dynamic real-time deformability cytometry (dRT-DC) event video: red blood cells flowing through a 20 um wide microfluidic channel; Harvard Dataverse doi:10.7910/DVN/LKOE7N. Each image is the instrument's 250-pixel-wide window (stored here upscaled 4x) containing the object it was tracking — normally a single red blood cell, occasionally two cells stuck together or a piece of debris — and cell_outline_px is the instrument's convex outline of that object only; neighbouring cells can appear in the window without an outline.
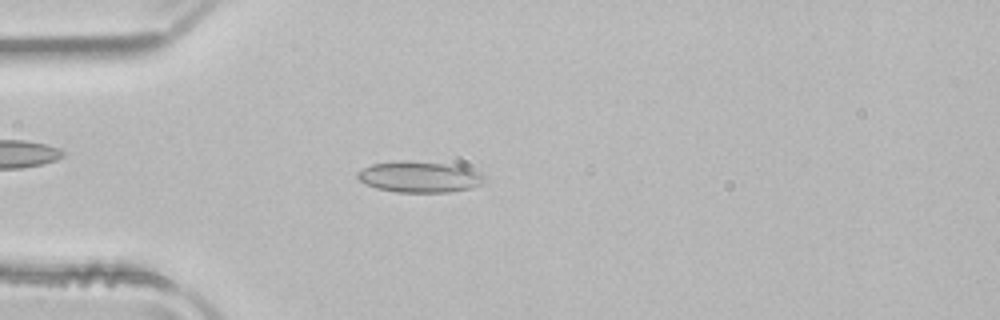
{"species": "common noctule bat (a hibernating species)", "species_latin": "Nyctalus noctula", "temperature_condition": "room temperature", "stored_images_in_passage": 50, "camera_frame_rate_fps": 3000, "um_per_image_px": 0.085, "animal": {"sex": "male", "body_mass_g": 21.5, "forearm_length_mm": 52.0}, "frame": {"image": 1, "passage_image": 13, "time_ms": 4.0, "image_size_px": [1000, 320], "cell_outline_px": [[484, 180], [480, 184], [472, 188], [448, 192], [396, 192], [376, 188], [364, 184], [356, 176], [356, 172], [372, 164], [400, 160], [444, 164], [464, 168], [480, 172], [484, 176]], "centroid_in_image_um": [35.6, 15.05], "position_along_channel_um": 49.4, "area_um2": 22.72}}
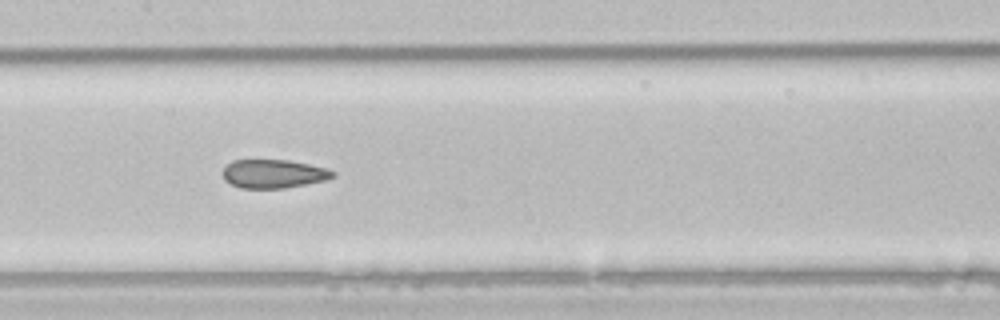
{"frame": {"image": 2, "passage_image": 24, "time_ms": 7.667, "image_size_px": [1000, 320], "cell_outline_px": [[336, 176], [324, 180], [284, 188], [240, 188], [224, 180], [224, 168], [232, 160], [288, 160], [308, 164], [324, 168], [336, 172]], "centroid_in_image_um": [23.24, 14.77], "position_along_channel_um": 184.2, "area_um2": 18.09}}
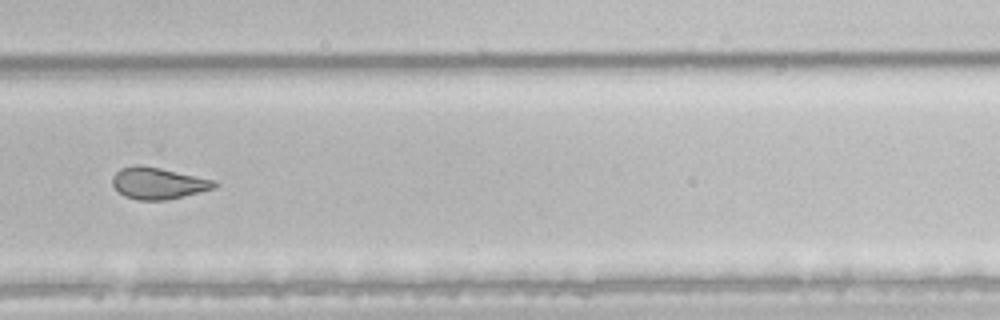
{"frame": {"image": 3, "passage_image": 34, "time_ms": 11.0, "image_size_px": [1000, 320], "cell_outline_px": [[220, 184], [216, 188], [168, 200], [136, 200], [124, 196], [112, 184], [112, 176], [120, 168], [132, 164], [140, 164], [160, 168], [216, 180]], "centroid_in_image_um": [13.46, 15.57], "position_along_channel_um": 316.3, "area_um2": 19.07}, "authors_computed_cell_mechanics": {"area_um2": 21.2415, "velocity_mm_per_s": 3.9973, "shape_relaxation_time_tau1_ms": null, "shape_relaxation_time_tau2_ms": 1.9252, "deformation_change_tau1": null, "deformation_change_tau2": 0.0796}}